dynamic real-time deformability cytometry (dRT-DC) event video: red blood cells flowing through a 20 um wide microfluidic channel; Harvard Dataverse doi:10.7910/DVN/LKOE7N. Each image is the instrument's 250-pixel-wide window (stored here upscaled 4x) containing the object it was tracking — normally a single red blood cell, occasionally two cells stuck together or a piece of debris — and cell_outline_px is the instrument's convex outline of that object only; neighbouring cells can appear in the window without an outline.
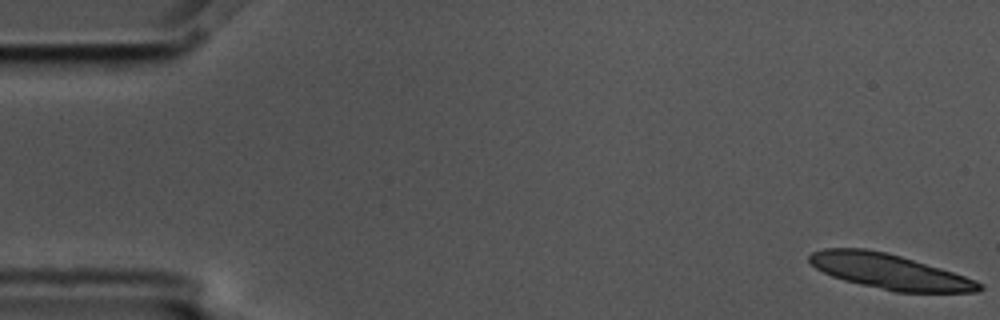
{"species": "common noctule bat (a hibernating species)", "species_latin": "Nyctalus noctula", "temperature_condition": "cold", "stored_images_in_passage": 5, "camera_frame_rate_fps": 3000, "um_per_image_px": 0.085, "animal": {"sex": "male", "body_mass_g": 17.5, "forearm_length_mm": 52.3}, "frame": {"image": 1, "passage_image": 1, "time_ms": 0.0, "image_size_px": [1000, 320], "cell_outline_px": [[984, 288], [976, 292], [896, 292], [860, 284], [844, 280], [832, 276], [816, 268], [808, 260], [808, 256], [812, 252], [824, 248], [864, 248], [884, 252], [900, 256], [940, 268], [976, 280], [984, 284]], "centroid_in_image_um": [75.6, 23.08], "position_along_channel_um": 9.4, "area_um2": 34.39}}